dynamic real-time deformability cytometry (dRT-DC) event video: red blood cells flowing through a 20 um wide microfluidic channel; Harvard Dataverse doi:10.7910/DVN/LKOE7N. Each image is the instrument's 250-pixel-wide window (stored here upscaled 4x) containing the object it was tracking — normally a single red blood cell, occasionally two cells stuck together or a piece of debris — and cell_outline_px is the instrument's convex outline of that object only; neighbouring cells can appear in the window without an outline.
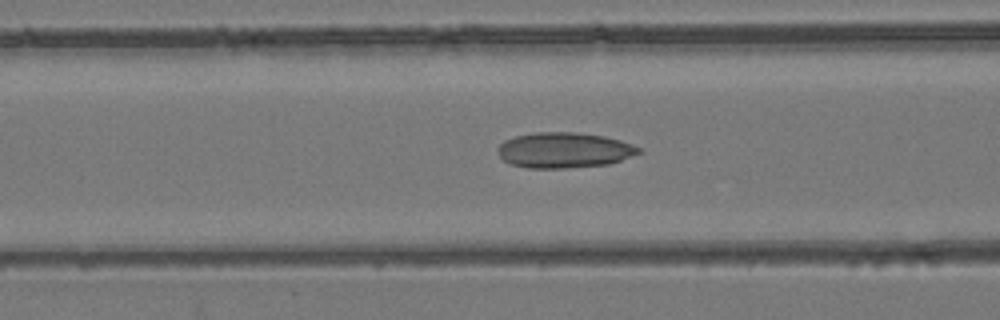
{"species": "common noctule bat (a hibernating species)", "species_latin": "Nyctalus noctula", "temperature_condition": "room temperature", "stored_images_in_passage": 38, "camera_frame_rate_fps": 3000, "um_per_image_px": 0.085, "animal": {"sex": "female", "body_mass_g": 24.6, "forearm_length_mm": 56.2}, "frame": {"image": 1, "passage_image": 6, "time_ms": 1.667, "image_size_px": [1000, 320], "cell_outline_px": [[644, 152], [608, 164], [568, 168], [528, 168], [512, 164], [504, 160], [500, 156], [496, 148], [504, 140], [516, 136], [536, 132], [576, 132], [604, 136], [620, 140], [644, 148]], "centroid_in_image_um": [47.99, 12.76], "position_along_channel_um": 118.6, "area_um2": 29.3}}
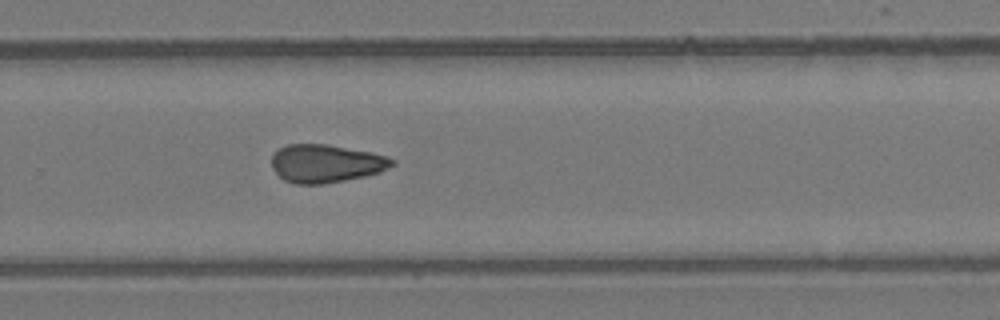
{"frame": {"image": 2, "passage_image": 20, "time_ms": 6.333, "image_size_px": [1000, 320], "cell_outline_px": [[396, 164], [380, 172], [364, 176], [324, 184], [292, 184], [284, 180], [272, 168], [272, 152], [288, 144], [328, 144], [368, 152], [384, 156], [396, 160]], "centroid_in_image_um": [27.67, 13.9], "position_along_channel_um": 302.1, "area_um2": 26.7}}
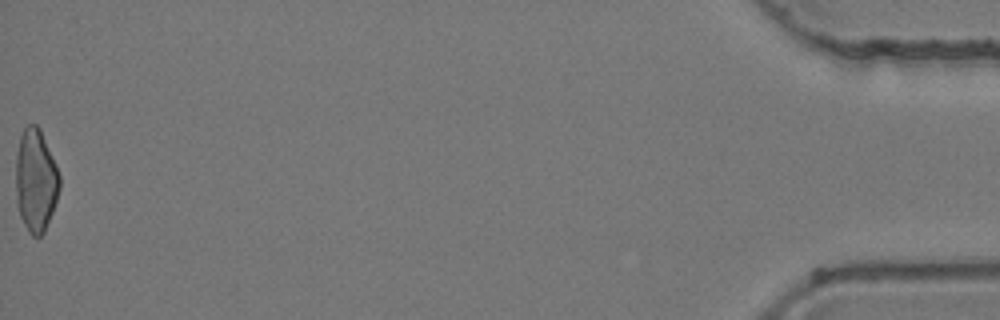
{"frame": {"image": 3, "passage_image": 38, "time_ms": 12.333, "image_size_px": [1000, 320], "cell_outline_px": [[60, 188], [52, 212], [44, 232], [40, 236], [32, 236], [28, 232], [20, 216], [16, 204], [16, 152], [20, 136], [24, 128], [28, 124], [36, 124], [40, 128], [56, 164], [60, 176]], "centroid_in_image_um": [3.03, 15.32], "position_along_channel_um": 432.2, "area_um2": 26.36}, "authors_computed_cell_mechanics": {"area_um2": 26.9348, "velocity_mm_per_s": 3.9358, "shape_relaxation_time_tau1_ms": null, "shape_relaxation_time_tau2_ms": 4.5522, "deformation_change_tau1": null, "deformation_change_tau2": 0.1119}}